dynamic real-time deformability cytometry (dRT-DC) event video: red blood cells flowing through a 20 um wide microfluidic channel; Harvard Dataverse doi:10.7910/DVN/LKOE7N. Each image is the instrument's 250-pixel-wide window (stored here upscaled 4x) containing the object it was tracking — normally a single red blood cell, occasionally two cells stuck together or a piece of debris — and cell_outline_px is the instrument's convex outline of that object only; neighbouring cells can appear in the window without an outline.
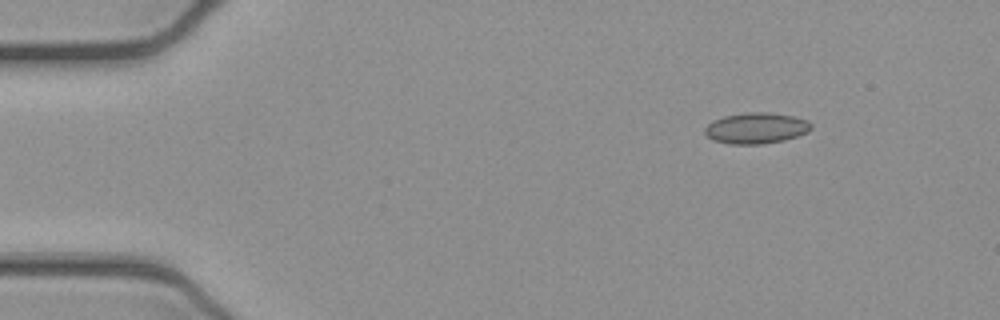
{"species": "common noctule bat (a hibernating species)", "species_latin": "Nyctalus noctula", "temperature_condition": "cold", "stored_images_in_passage": 47, "camera_frame_rate_fps": 3000, "um_per_image_px": 0.085, "animal": {"sex": "female", "body_mass_g": 21.9}, "frame": {"image": 1, "passage_image": 1, "time_ms": 0.0, "image_size_px": [1000, 320], "cell_outline_px": [[812, 128], [808, 132], [784, 140], [764, 144], [732, 144], [712, 140], [704, 132], [704, 128], [712, 120], [724, 116], [748, 112], [768, 112], [792, 116], [808, 120], [812, 124]], "centroid_in_image_um": [64.27, 10.89], "position_along_channel_um": 20.7, "area_um2": 19.25}}
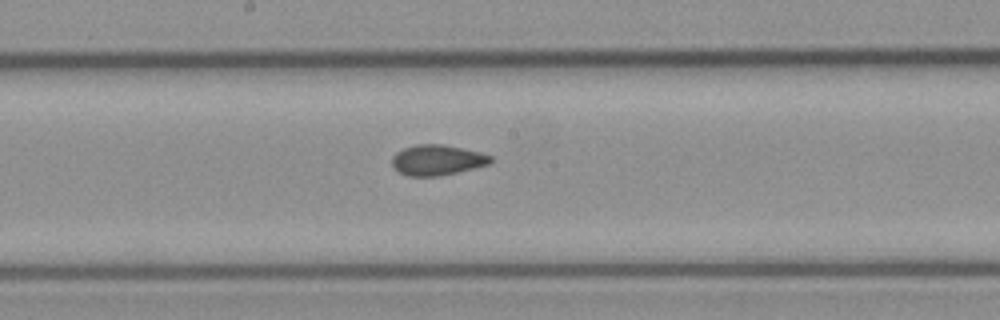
{"frame": {"image": 2, "passage_image": 22, "time_ms": 7.0, "image_size_px": [1000, 320], "cell_outline_px": [[492, 160], [488, 164], [456, 172], [436, 176], [408, 176], [392, 168], [392, 156], [396, 152], [404, 148], [416, 144], [444, 144], [480, 152], [492, 156]], "centroid_in_image_um": [37.12, 13.59], "position_along_channel_um": 211.1, "area_um2": 17.4}}
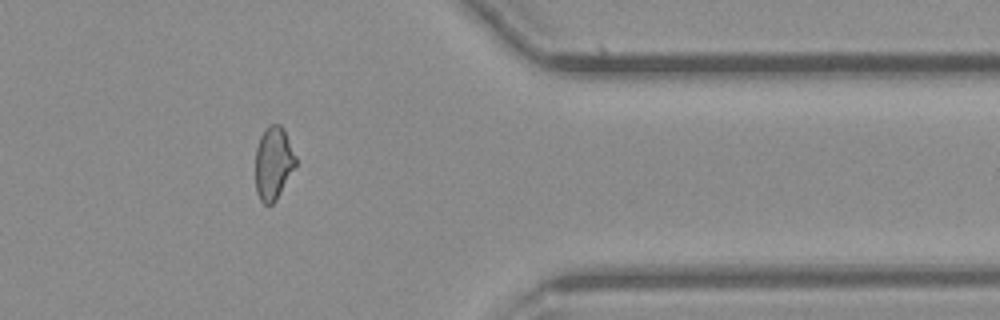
{"frame": {"image": 3, "passage_image": 37, "time_ms": 12.0, "image_size_px": [1000, 320], "cell_outline_px": [[296, 164], [276, 200], [272, 204], [264, 204], [260, 200], [256, 192], [256, 148], [260, 136], [264, 128], [268, 124], [280, 124], [284, 128], [296, 156]], "centroid_in_image_um": [23.23, 13.83], "position_along_channel_um": 388.2, "area_um2": 17.17}, "authors_computed_cell_mechanics": {"area_um2": 17.918, "velocity_mm_per_s": 3.9149, "shape_relaxation_time_tau1_ms": null, "shape_relaxation_time_tau2_ms": 4.537, "deformation_change_tau1": null, "deformation_change_tau2": 0.071}}